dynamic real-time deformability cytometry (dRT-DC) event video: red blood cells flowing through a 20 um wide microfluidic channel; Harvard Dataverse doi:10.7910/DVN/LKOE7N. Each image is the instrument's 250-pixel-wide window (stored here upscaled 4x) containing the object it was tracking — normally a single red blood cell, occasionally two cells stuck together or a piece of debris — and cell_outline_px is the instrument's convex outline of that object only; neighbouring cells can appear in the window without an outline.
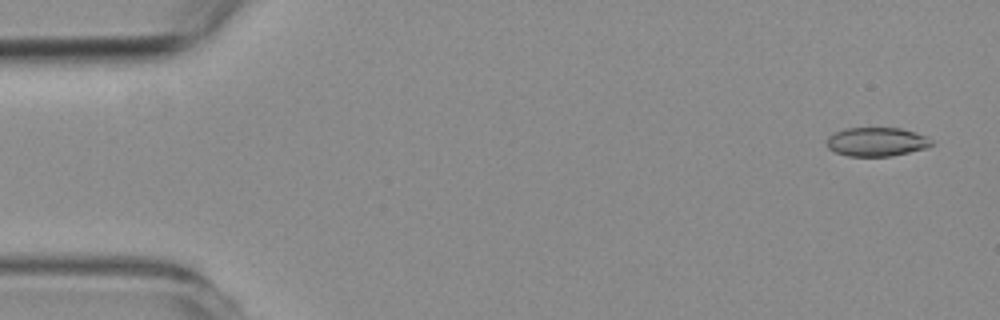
{"species": "common noctule bat (a hibernating species)", "species_latin": "Nyctalus noctula", "temperature_condition": "room temperature", "stored_images_in_passage": 59, "camera_frame_rate_fps": 3000, "um_per_image_px": 0.085, "animal": {"sex": "female", "body_mass_g": 19.3, "forearm_length_mm": 54.1}, "frame": {"image": 1, "passage_image": 3, "time_ms": 0.667, "image_size_px": [1000, 320], "cell_outline_px": [[932, 144], [928, 148], [892, 156], [848, 156], [836, 152], [828, 148], [828, 136], [844, 128], [900, 128], [916, 132], [932, 140]], "centroid_in_image_um": [74.53, 12.05], "position_along_channel_um": 10.5, "area_um2": 17.57}}
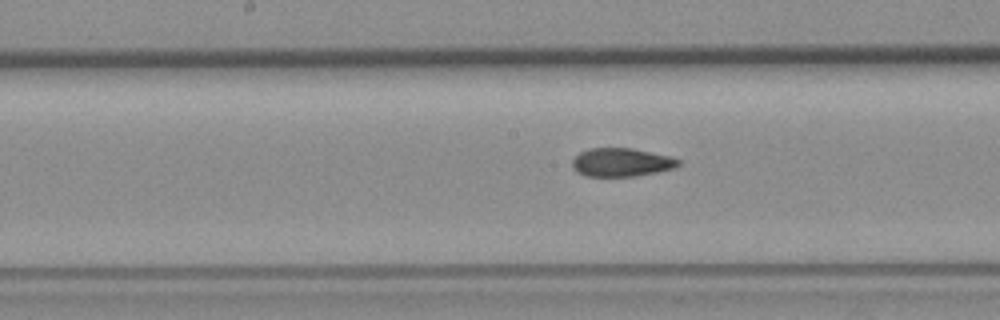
{"frame": {"image": 2, "passage_image": 29, "time_ms": 9.333, "image_size_px": [1000, 320], "cell_outline_px": [[680, 164], [672, 168], [656, 172], [636, 176], [588, 176], [576, 172], [572, 168], [572, 160], [580, 152], [588, 148], [632, 148], [668, 156], [680, 160]], "centroid_in_image_um": [52.77, 13.79], "position_along_channel_um": 195.4, "area_um2": 17.46}}
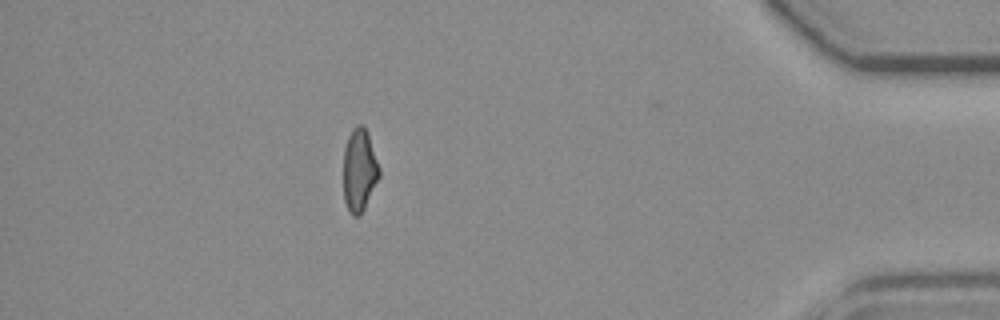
{"frame": {"image": 3, "passage_image": 51, "time_ms": 16.667, "image_size_px": [1000, 320], "cell_outline_px": [[380, 176], [360, 216], [352, 216], [344, 200], [344, 148], [348, 136], [352, 128], [356, 124], [364, 124], [368, 132], [380, 168]], "centroid_in_image_um": [30.55, 14.41], "position_along_channel_um": 404.6, "area_um2": 17.4}, "authors_computed_cell_mechanics": {"area_um2": 18.0336, "velocity_mm_per_s": 3.5658, "shape_relaxation_time_tau1_ms": null, "shape_relaxation_time_tau2_ms": 2.6829, "deformation_change_tau1": null, "deformation_change_tau2": 0.0841}}